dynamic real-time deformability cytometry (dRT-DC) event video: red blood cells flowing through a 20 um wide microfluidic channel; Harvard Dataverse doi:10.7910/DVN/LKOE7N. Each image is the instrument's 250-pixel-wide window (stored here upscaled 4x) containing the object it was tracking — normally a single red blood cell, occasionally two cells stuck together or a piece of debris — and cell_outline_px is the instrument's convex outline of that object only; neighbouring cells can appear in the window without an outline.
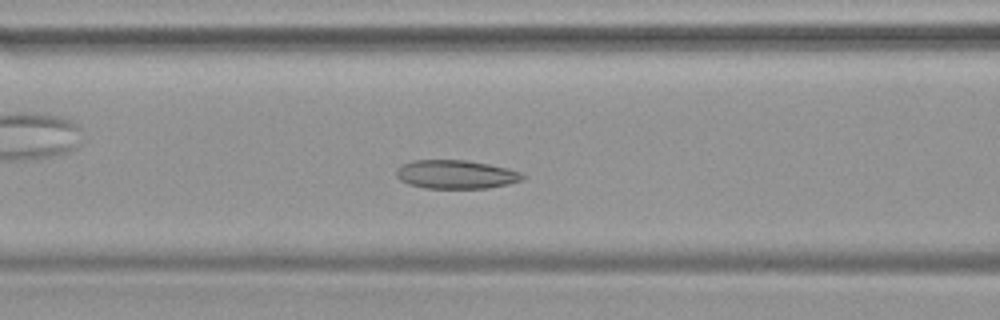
{"species": "common noctule bat (a hibernating species)", "species_latin": "Nyctalus noctula", "temperature_condition": "warm", "stored_images_in_passage": 44, "camera_frame_rate_fps": 3000, "um_per_image_px": 0.085, "animal": {"sex": "female", "body_mass_g": 19.9}, "frame": {"image": 1, "passage_image": 16, "time_ms": 5.0, "image_size_px": [1000, 320], "cell_outline_px": [[524, 180], [508, 184], [488, 188], [424, 188], [408, 184], [400, 180], [396, 176], [396, 168], [400, 164], [412, 160], [468, 160], [508, 168], [520, 172], [524, 176]], "centroid_in_image_um": [38.72, 14.82], "position_along_channel_um": 127.9, "area_um2": 21.27}}
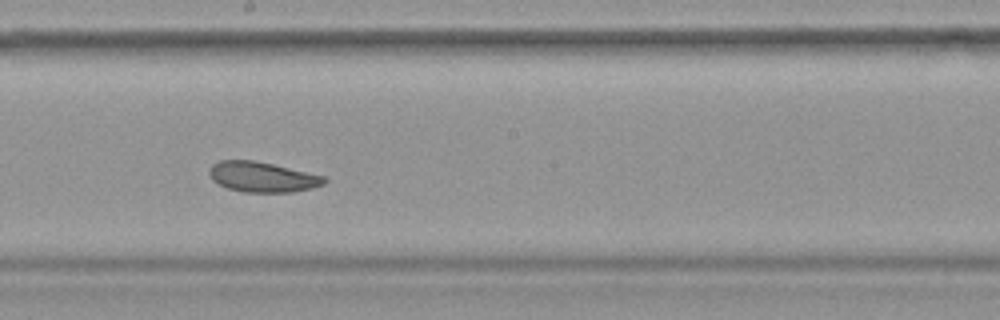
{"frame": {"image": 2, "passage_image": 23, "time_ms": 7.333, "image_size_px": [1000, 320], "cell_outline_px": [[328, 180], [324, 184], [312, 188], [292, 192], [244, 192], [228, 188], [212, 180], [208, 172], [208, 168], [212, 164], [220, 160], [252, 160], [272, 164], [324, 176]], "centroid_in_image_um": [22.28, 15.04], "position_along_channel_um": 225.9, "area_um2": 20.17}}
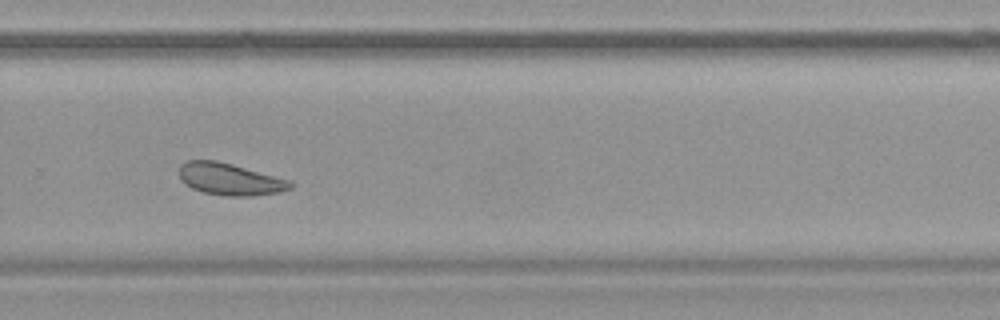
{"frame": {"image": 3, "passage_image": 29, "time_ms": 9.333, "image_size_px": [1000, 320], "cell_outline_px": [[296, 184], [292, 188], [280, 192], [252, 196], [224, 196], [204, 192], [192, 188], [184, 184], [180, 180], [180, 164], [188, 160], [216, 160], [232, 164], [292, 180]], "centroid_in_image_um": [19.58, 15.23], "position_along_channel_um": 310.2, "area_um2": 20.98}}